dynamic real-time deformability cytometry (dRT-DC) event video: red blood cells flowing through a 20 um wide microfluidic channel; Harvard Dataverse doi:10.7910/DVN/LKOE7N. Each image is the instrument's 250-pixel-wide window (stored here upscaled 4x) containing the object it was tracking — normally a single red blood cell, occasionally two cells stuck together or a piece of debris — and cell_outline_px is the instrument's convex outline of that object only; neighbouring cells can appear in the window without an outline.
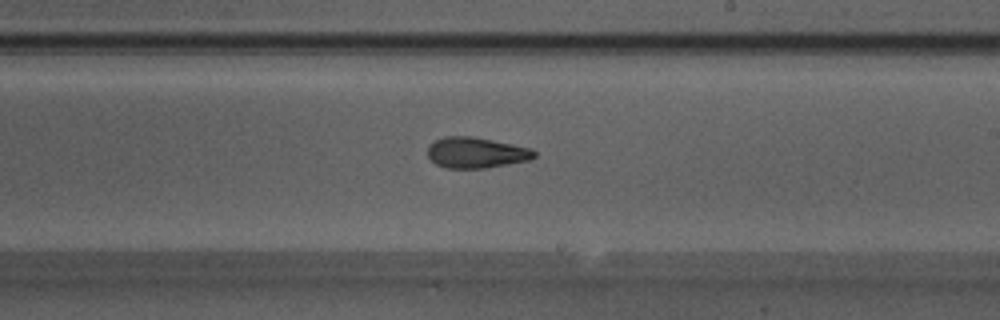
{"species": "Egyptian fruit bat (a non-hibernating species)", "species_latin": "Rousettus aegyptiacus", "temperature_condition": "warm", "stored_images_in_passage": 37, "camera_frame_rate_fps": 3000, "um_per_image_px": 0.085, "animal": {"sex": "male"}, "frame": {"image": 1, "passage_image": 22, "time_ms": 7.0, "image_size_px": [1000, 320], "cell_outline_px": [[536, 156], [528, 160], [508, 164], [484, 168], [444, 168], [436, 164], [428, 156], [428, 148], [436, 140], [444, 136], [472, 136], [532, 148], [536, 152]], "centroid_in_image_um": [40.48, 12.97], "position_along_channel_um": 248.5, "area_um2": 19.02}, "authors_computed_cell_mechanics": {"area_um2": 19.2474, "velocity_mm_per_s": 3.8896, "shape_relaxation_time_tau1_ms": 4.3851, "shape_relaxation_time_tau2_ms": 2.8048, "deformation_change_tau1": 0.1646, "deformation_change_tau2": 0.1134}}